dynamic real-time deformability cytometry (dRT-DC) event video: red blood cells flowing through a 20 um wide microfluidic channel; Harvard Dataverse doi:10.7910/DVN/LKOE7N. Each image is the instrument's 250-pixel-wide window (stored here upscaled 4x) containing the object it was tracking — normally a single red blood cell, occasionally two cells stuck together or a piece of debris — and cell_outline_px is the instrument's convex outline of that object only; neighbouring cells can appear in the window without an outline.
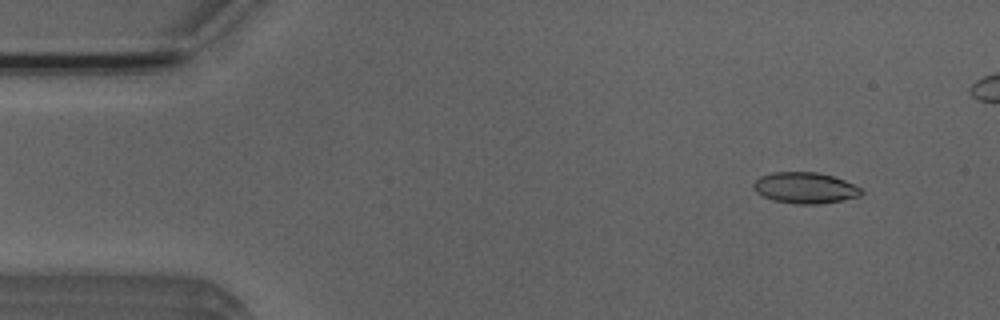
{"species": "Egyptian fruit bat (a non-hibernating species)", "species_latin": "Rousettus aegyptiacus", "temperature_condition": "room temperature", "stored_images_in_passage": 5, "camera_frame_rate_fps": 3000, "um_per_image_px": 0.085, "animal": {"sex": "male"}, "frame": {"image": 1, "passage_image": 1, "time_ms": 0.0, "image_size_px": [1000, 320], "cell_outline_px": [[864, 192], [860, 196], [820, 204], [796, 204], [772, 200], [756, 192], [752, 188], [752, 184], [760, 176], [772, 172], [816, 172], [832, 176], [844, 180], [860, 188]], "centroid_in_image_um": [68.39, 15.97], "position_along_channel_um": 16.6, "area_um2": 19.48}}